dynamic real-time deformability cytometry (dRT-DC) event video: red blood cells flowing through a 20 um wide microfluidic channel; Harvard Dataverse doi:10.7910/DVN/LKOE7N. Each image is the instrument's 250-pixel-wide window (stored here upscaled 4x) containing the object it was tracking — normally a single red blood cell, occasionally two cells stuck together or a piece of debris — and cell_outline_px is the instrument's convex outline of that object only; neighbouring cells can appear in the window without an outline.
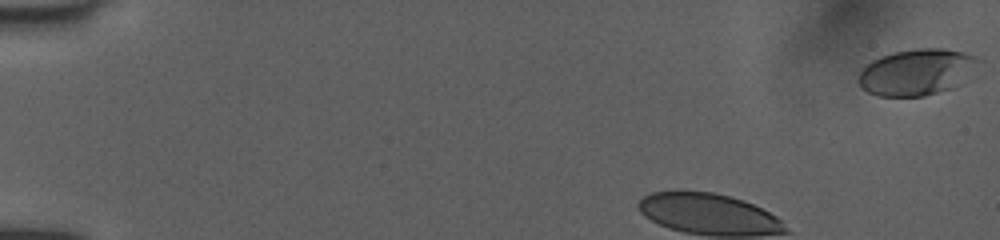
{"species": "human", "species_latin": "Homo sapiens", "temperature_condition": "room temperature", "stored_images_in_passage": 40, "camera_frame_rate_fps": 3000, "um_per_image_px": 0.085, "donor": {"sex": "female"}, "frame": {"image": 1, "passage_image": 1, "time_ms": 0.0, "image_size_px": [1000, 240], "cell_outline_px": [[984, 60], [952, 88], [924, 96], [876, 96], [868, 92], [856, 80], [860, 72], [872, 60], [880, 56], [892, 52], [920, 48], [940, 48], [964, 52], [976, 56]], "centroid_in_image_um": [77.91, 6.11], "position_along_channel_um": 7.1, "area_um2": 32.19}}
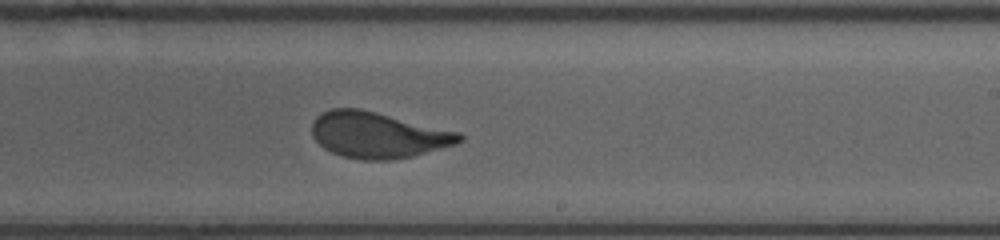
{"frame": {"image": 2, "passage_image": 26, "time_ms": 8.333, "image_size_px": [1000, 240], "cell_outline_px": [[464, 140], [456, 144], [412, 156], [392, 160], [364, 160], [340, 156], [324, 148], [312, 136], [312, 124], [316, 116], [332, 108], [360, 108], [460, 132], [464, 136]], "centroid_in_image_um": [32.13, 11.47], "position_along_channel_um": 256.9, "area_um2": 39.54}}
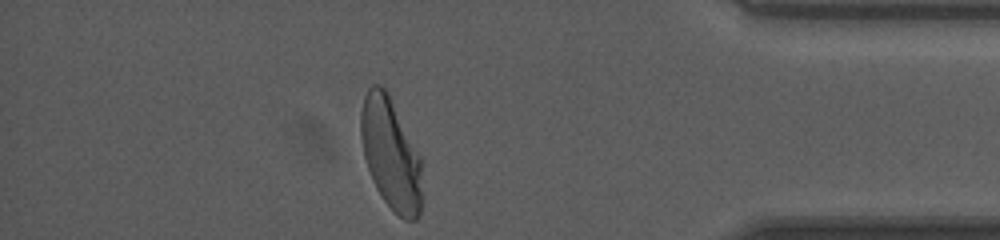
{"frame": {"image": 3, "passage_image": 39, "time_ms": 12.667, "image_size_px": [1000, 240], "cell_outline_px": [[420, 216], [416, 220], [404, 220], [384, 200], [376, 188], [372, 180], [364, 156], [360, 136], [360, 112], [364, 96], [368, 88], [372, 84], [380, 84], [388, 92], [420, 156]], "centroid_in_image_um": [33.18, 13.04], "position_along_channel_um": 402.0, "area_um2": 39.42}, "authors_computed_cell_mechanics": {"area_um2": 39.7086, "velocity_mm_per_s": 4.0185, "shape_relaxation_time_tau1_ms": 4.0853, "shape_relaxation_time_tau2_ms": null, "deformation_change_tau1": 0.1615, "deformation_change_tau2": null}}